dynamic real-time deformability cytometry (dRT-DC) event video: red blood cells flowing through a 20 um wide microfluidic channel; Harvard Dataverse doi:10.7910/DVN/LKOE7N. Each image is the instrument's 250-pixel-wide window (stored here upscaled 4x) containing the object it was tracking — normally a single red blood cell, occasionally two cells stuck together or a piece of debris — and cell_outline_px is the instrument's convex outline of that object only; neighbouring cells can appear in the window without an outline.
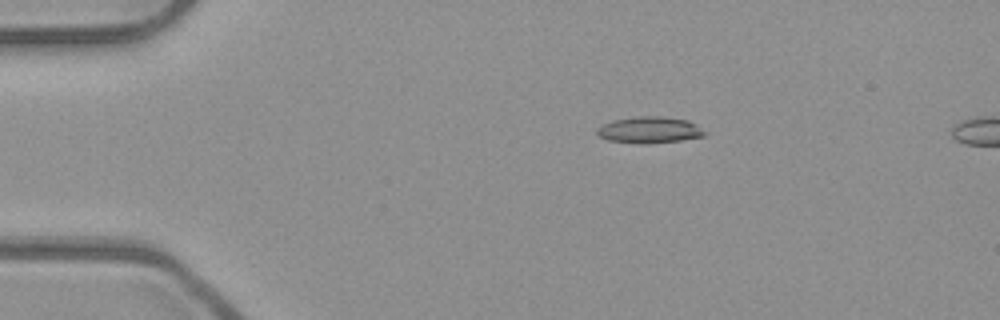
{"species": "common noctule bat (a hibernating species)", "species_latin": "Nyctalus noctula", "temperature_condition": "room temperature", "stored_images_in_passage": 2, "camera_frame_rate_fps": 3000, "um_per_image_px": 0.085, "animal": {"sex": "male", "body_mass_g": 23.1, "forearm_length_mm": 52.7}, "frame": {"image": 1, "passage_image": 1, "time_ms": 0.0, "image_size_px": [1000, 320], "cell_outline_px": [[708, 132], [704, 136], [680, 140], [644, 144], [608, 140], [600, 136], [596, 132], [596, 128], [612, 120], [636, 116], [660, 116], [688, 120], [696, 124]], "centroid_in_image_um": [55.22, 11.03], "position_along_channel_um": 29.8, "area_um2": 16.59}}